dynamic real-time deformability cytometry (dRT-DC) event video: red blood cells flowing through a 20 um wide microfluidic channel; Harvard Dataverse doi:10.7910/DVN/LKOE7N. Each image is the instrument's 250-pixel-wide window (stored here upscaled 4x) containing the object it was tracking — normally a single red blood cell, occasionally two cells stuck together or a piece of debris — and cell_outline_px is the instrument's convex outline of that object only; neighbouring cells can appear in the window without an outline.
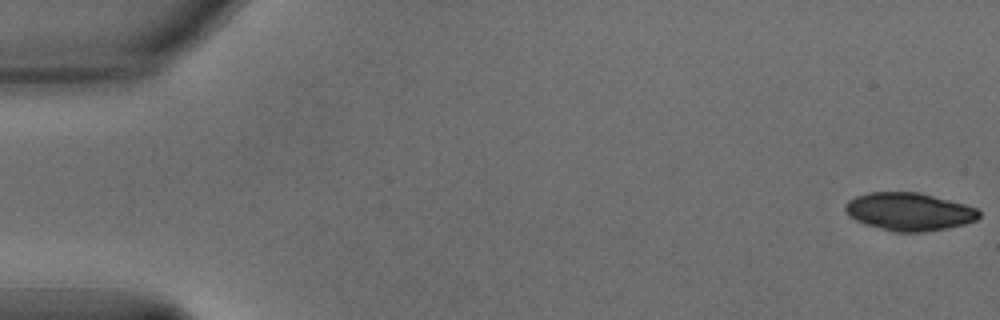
{"species": "common noctule bat (a hibernating species)", "species_latin": "Nyctalus noctula", "temperature_condition": "warm", "stored_images_in_passage": 13, "camera_frame_rate_fps": 3000, "um_per_image_px": 0.085, "animal": {"sex": "male", "body_mass_g": 15.6}, "frame": {"image": 1, "passage_image": 1, "time_ms": 0.0, "image_size_px": [1000, 320], "cell_outline_px": [[980, 216], [976, 220], [964, 224], [924, 232], [892, 232], [864, 224], [848, 216], [844, 208], [844, 204], [848, 200], [856, 196], [868, 192], [920, 192], [964, 204], [976, 208], [980, 212]], "centroid_in_image_um": [77.23, 17.99], "position_along_channel_um": 7.8, "area_um2": 29.65}}